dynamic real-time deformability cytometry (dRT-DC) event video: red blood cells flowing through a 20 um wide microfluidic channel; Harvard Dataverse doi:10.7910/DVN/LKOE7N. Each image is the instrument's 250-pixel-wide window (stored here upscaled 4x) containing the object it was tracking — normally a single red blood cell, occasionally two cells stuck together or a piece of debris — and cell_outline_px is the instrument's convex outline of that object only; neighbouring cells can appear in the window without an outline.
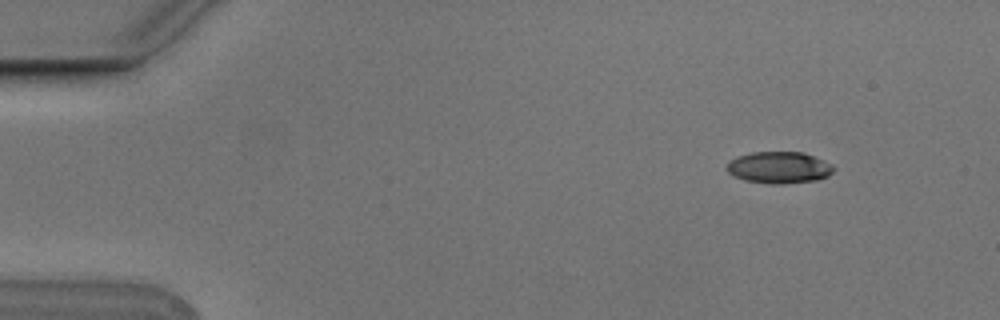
{"species": "Egyptian fruit bat (a non-hibernating species)", "species_latin": "Rousettus aegyptiacus", "temperature_condition": "cold", "stored_images_in_passage": 4, "camera_frame_rate_fps": 3000, "um_per_image_px": 0.085, "animal": {"sex": "male"}, "frame": {"image": 1, "passage_image": 1, "time_ms": 0.0, "image_size_px": [1000, 320], "cell_outline_px": [[832, 172], [828, 176], [816, 180], [780, 184], [772, 184], [744, 180], [728, 172], [728, 160], [736, 156], [752, 152], [804, 152], [832, 164]], "centroid_in_image_um": [66.2, 14.23], "position_along_channel_um": 18.8, "area_um2": 19.59}}
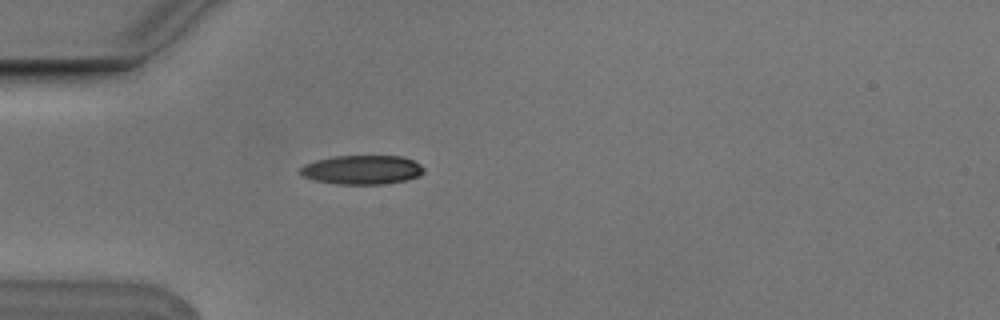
{"frame": {"image": 2, "passage_image": 4, "time_ms": 1.0, "image_size_px": [1000, 320], "cell_outline_px": [[424, 172], [420, 176], [404, 180], [384, 184], [336, 184], [316, 180], [300, 176], [300, 168], [304, 164], [316, 160], [336, 156], [400, 156], [412, 160], [420, 164], [424, 168]], "centroid_in_image_um": [30.76, 14.43], "position_along_channel_um": 54.2, "area_um2": 20.92}}